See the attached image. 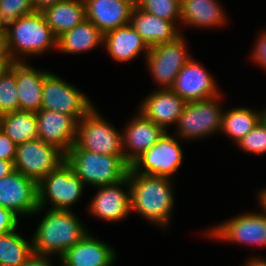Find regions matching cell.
Wrapping results in <instances>:
<instances>
[{
    "label": "cell",
    "mask_w": 266,
    "mask_h": 266,
    "mask_svg": "<svg viewBox=\"0 0 266 266\" xmlns=\"http://www.w3.org/2000/svg\"><path fill=\"white\" fill-rule=\"evenodd\" d=\"M127 178L130 186L131 210L161 227L167 225L174 207L170 179L137 173L131 167Z\"/></svg>",
    "instance_id": "obj_1"
},
{
    "label": "cell",
    "mask_w": 266,
    "mask_h": 266,
    "mask_svg": "<svg viewBox=\"0 0 266 266\" xmlns=\"http://www.w3.org/2000/svg\"><path fill=\"white\" fill-rule=\"evenodd\" d=\"M84 227L71 209L49 210L31 240L33 253L61 257L87 234Z\"/></svg>",
    "instance_id": "obj_2"
},
{
    "label": "cell",
    "mask_w": 266,
    "mask_h": 266,
    "mask_svg": "<svg viewBox=\"0 0 266 266\" xmlns=\"http://www.w3.org/2000/svg\"><path fill=\"white\" fill-rule=\"evenodd\" d=\"M65 161L84 184L97 187L123 181L130 167L124 155H104L81 148H70Z\"/></svg>",
    "instance_id": "obj_3"
},
{
    "label": "cell",
    "mask_w": 266,
    "mask_h": 266,
    "mask_svg": "<svg viewBox=\"0 0 266 266\" xmlns=\"http://www.w3.org/2000/svg\"><path fill=\"white\" fill-rule=\"evenodd\" d=\"M4 31L13 61H23L17 55H36L43 53L50 47L57 48V37L46 23L41 12L35 11L19 17L9 24Z\"/></svg>",
    "instance_id": "obj_4"
},
{
    "label": "cell",
    "mask_w": 266,
    "mask_h": 266,
    "mask_svg": "<svg viewBox=\"0 0 266 266\" xmlns=\"http://www.w3.org/2000/svg\"><path fill=\"white\" fill-rule=\"evenodd\" d=\"M71 148L104 155H123L122 134L93 107L77 122L75 144Z\"/></svg>",
    "instance_id": "obj_5"
},
{
    "label": "cell",
    "mask_w": 266,
    "mask_h": 266,
    "mask_svg": "<svg viewBox=\"0 0 266 266\" xmlns=\"http://www.w3.org/2000/svg\"><path fill=\"white\" fill-rule=\"evenodd\" d=\"M83 189L82 180L66 161L63 162L37 184L38 209L35 214L42 211L47 199L54 205L51 209L70 210V206L82 195Z\"/></svg>",
    "instance_id": "obj_6"
},
{
    "label": "cell",
    "mask_w": 266,
    "mask_h": 266,
    "mask_svg": "<svg viewBox=\"0 0 266 266\" xmlns=\"http://www.w3.org/2000/svg\"><path fill=\"white\" fill-rule=\"evenodd\" d=\"M65 162V154L39 138L17 145L14 167L37 184Z\"/></svg>",
    "instance_id": "obj_7"
},
{
    "label": "cell",
    "mask_w": 266,
    "mask_h": 266,
    "mask_svg": "<svg viewBox=\"0 0 266 266\" xmlns=\"http://www.w3.org/2000/svg\"><path fill=\"white\" fill-rule=\"evenodd\" d=\"M92 108L90 100L79 89L53 73L45 74L41 109L71 115L78 122Z\"/></svg>",
    "instance_id": "obj_8"
},
{
    "label": "cell",
    "mask_w": 266,
    "mask_h": 266,
    "mask_svg": "<svg viewBox=\"0 0 266 266\" xmlns=\"http://www.w3.org/2000/svg\"><path fill=\"white\" fill-rule=\"evenodd\" d=\"M217 98L219 99V96L186 103L177 121L179 137L194 139L221 130L224 112Z\"/></svg>",
    "instance_id": "obj_9"
},
{
    "label": "cell",
    "mask_w": 266,
    "mask_h": 266,
    "mask_svg": "<svg viewBox=\"0 0 266 266\" xmlns=\"http://www.w3.org/2000/svg\"><path fill=\"white\" fill-rule=\"evenodd\" d=\"M186 52V45L183 35L175 41L161 43L149 48L145 55L148 68L157 83L162 88H171L178 73L183 66L191 59Z\"/></svg>",
    "instance_id": "obj_10"
},
{
    "label": "cell",
    "mask_w": 266,
    "mask_h": 266,
    "mask_svg": "<svg viewBox=\"0 0 266 266\" xmlns=\"http://www.w3.org/2000/svg\"><path fill=\"white\" fill-rule=\"evenodd\" d=\"M182 153L177 140L166 131L160 140L140 155L130 167L137 173L170 179L182 163Z\"/></svg>",
    "instance_id": "obj_11"
},
{
    "label": "cell",
    "mask_w": 266,
    "mask_h": 266,
    "mask_svg": "<svg viewBox=\"0 0 266 266\" xmlns=\"http://www.w3.org/2000/svg\"><path fill=\"white\" fill-rule=\"evenodd\" d=\"M0 207L17 215H33L38 209L37 183L16 170L1 178Z\"/></svg>",
    "instance_id": "obj_12"
},
{
    "label": "cell",
    "mask_w": 266,
    "mask_h": 266,
    "mask_svg": "<svg viewBox=\"0 0 266 266\" xmlns=\"http://www.w3.org/2000/svg\"><path fill=\"white\" fill-rule=\"evenodd\" d=\"M210 237L248 245L266 246V212L245 213L208 231Z\"/></svg>",
    "instance_id": "obj_13"
},
{
    "label": "cell",
    "mask_w": 266,
    "mask_h": 266,
    "mask_svg": "<svg viewBox=\"0 0 266 266\" xmlns=\"http://www.w3.org/2000/svg\"><path fill=\"white\" fill-rule=\"evenodd\" d=\"M38 138L65 155L75 144L77 121L68 114L40 109L36 113Z\"/></svg>",
    "instance_id": "obj_14"
},
{
    "label": "cell",
    "mask_w": 266,
    "mask_h": 266,
    "mask_svg": "<svg viewBox=\"0 0 266 266\" xmlns=\"http://www.w3.org/2000/svg\"><path fill=\"white\" fill-rule=\"evenodd\" d=\"M213 77L192 58L178 73L170 88L186 102L206 100L219 96Z\"/></svg>",
    "instance_id": "obj_15"
},
{
    "label": "cell",
    "mask_w": 266,
    "mask_h": 266,
    "mask_svg": "<svg viewBox=\"0 0 266 266\" xmlns=\"http://www.w3.org/2000/svg\"><path fill=\"white\" fill-rule=\"evenodd\" d=\"M86 19L103 34L130 23L135 0H83Z\"/></svg>",
    "instance_id": "obj_16"
},
{
    "label": "cell",
    "mask_w": 266,
    "mask_h": 266,
    "mask_svg": "<svg viewBox=\"0 0 266 266\" xmlns=\"http://www.w3.org/2000/svg\"><path fill=\"white\" fill-rule=\"evenodd\" d=\"M129 121L122 133L123 155L125 161L131 165L140 155L157 143L165 134V130L145 118L140 112ZM130 148L131 151H126ZM128 152V153H127Z\"/></svg>",
    "instance_id": "obj_17"
},
{
    "label": "cell",
    "mask_w": 266,
    "mask_h": 266,
    "mask_svg": "<svg viewBox=\"0 0 266 266\" xmlns=\"http://www.w3.org/2000/svg\"><path fill=\"white\" fill-rule=\"evenodd\" d=\"M123 185H128V192L121 189ZM97 188L100 190L94 199L92 198L88 208L95 216L107 221H118L131 212L130 186L127 177L119 183Z\"/></svg>",
    "instance_id": "obj_18"
},
{
    "label": "cell",
    "mask_w": 266,
    "mask_h": 266,
    "mask_svg": "<svg viewBox=\"0 0 266 266\" xmlns=\"http://www.w3.org/2000/svg\"><path fill=\"white\" fill-rule=\"evenodd\" d=\"M186 103L170 88H162L143 100L139 112L167 131V125L177 123Z\"/></svg>",
    "instance_id": "obj_19"
},
{
    "label": "cell",
    "mask_w": 266,
    "mask_h": 266,
    "mask_svg": "<svg viewBox=\"0 0 266 266\" xmlns=\"http://www.w3.org/2000/svg\"><path fill=\"white\" fill-rule=\"evenodd\" d=\"M10 68L16 75L19 111L37 113L41 109L44 76L47 72L36 70L24 61H14Z\"/></svg>",
    "instance_id": "obj_20"
},
{
    "label": "cell",
    "mask_w": 266,
    "mask_h": 266,
    "mask_svg": "<svg viewBox=\"0 0 266 266\" xmlns=\"http://www.w3.org/2000/svg\"><path fill=\"white\" fill-rule=\"evenodd\" d=\"M115 257L109 245L87 233L60 258L66 266H112Z\"/></svg>",
    "instance_id": "obj_21"
},
{
    "label": "cell",
    "mask_w": 266,
    "mask_h": 266,
    "mask_svg": "<svg viewBox=\"0 0 266 266\" xmlns=\"http://www.w3.org/2000/svg\"><path fill=\"white\" fill-rule=\"evenodd\" d=\"M130 24L149 48L175 41L182 35L173 22L160 19L137 7H134L132 11Z\"/></svg>",
    "instance_id": "obj_22"
},
{
    "label": "cell",
    "mask_w": 266,
    "mask_h": 266,
    "mask_svg": "<svg viewBox=\"0 0 266 266\" xmlns=\"http://www.w3.org/2000/svg\"><path fill=\"white\" fill-rule=\"evenodd\" d=\"M104 44L109 55L120 62L133 60L141 51L146 55L149 52V47L130 23L104 34Z\"/></svg>",
    "instance_id": "obj_23"
},
{
    "label": "cell",
    "mask_w": 266,
    "mask_h": 266,
    "mask_svg": "<svg viewBox=\"0 0 266 266\" xmlns=\"http://www.w3.org/2000/svg\"><path fill=\"white\" fill-rule=\"evenodd\" d=\"M41 13L57 38L86 19L83 0H61Z\"/></svg>",
    "instance_id": "obj_24"
},
{
    "label": "cell",
    "mask_w": 266,
    "mask_h": 266,
    "mask_svg": "<svg viewBox=\"0 0 266 266\" xmlns=\"http://www.w3.org/2000/svg\"><path fill=\"white\" fill-rule=\"evenodd\" d=\"M216 0H181L179 22L198 27H214L226 20Z\"/></svg>",
    "instance_id": "obj_25"
},
{
    "label": "cell",
    "mask_w": 266,
    "mask_h": 266,
    "mask_svg": "<svg viewBox=\"0 0 266 266\" xmlns=\"http://www.w3.org/2000/svg\"><path fill=\"white\" fill-rule=\"evenodd\" d=\"M103 42L104 34L91 21L85 19L57 38V49L63 53L74 54L92 50Z\"/></svg>",
    "instance_id": "obj_26"
},
{
    "label": "cell",
    "mask_w": 266,
    "mask_h": 266,
    "mask_svg": "<svg viewBox=\"0 0 266 266\" xmlns=\"http://www.w3.org/2000/svg\"><path fill=\"white\" fill-rule=\"evenodd\" d=\"M0 128L15 143L38 138L36 113L14 111L0 116Z\"/></svg>",
    "instance_id": "obj_27"
},
{
    "label": "cell",
    "mask_w": 266,
    "mask_h": 266,
    "mask_svg": "<svg viewBox=\"0 0 266 266\" xmlns=\"http://www.w3.org/2000/svg\"><path fill=\"white\" fill-rule=\"evenodd\" d=\"M266 115L265 111L254 112L252 109L238 107L224 112L221 130L236 143L245 137Z\"/></svg>",
    "instance_id": "obj_28"
},
{
    "label": "cell",
    "mask_w": 266,
    "mask_h": 266,
    "mask_svg": "<svg viewBox=\"0 0 266 266\" xmlns=\"http://www.w3.org/2000/svg\"><path fill=\"white\" fill-rule=\"evenodd\" d=\"M15 231L0 235V266H21L33 253L32 242Z\"/></svg>",
    "instance_id": "obj_29"
},
{
    "label": "cell",
    "mask_w": 266,
    "mask_h": 266,
    "mask_svg": "<svg viewBox=\"0 0 266 266\" xmlns=\"http://www.w3.org/2000/svg\"><path fill=\"white\" fill-rule=\"evenodd\" d=\"M135 7L175 24L181 19V0H135Z\"/></svg>",
    "instance_id": "obj_30"
},
{
    "label": "cell",
    "mask_w": 266,
    "mask_h": 266,
    "mask_svg": "<svg viewBox=\"0 0 266 266\" xmlns=\"http://www.w3.org/2000/svg\"><path fill=\"white\" fill-rule=\"evenodd\" d=\"M14 111H19L16 75L8 67L0 76V116Z\"/></svg>",
    "instance_id": "obj_31"
},
{
    "label": "cell",
    "mask_w": 266,
    "mask_h": 266,
    "mask_svg": "<svg viewBox=\"0 0 266 266\" xmlns=\"http://www.w3.org/2000/svg\"><path fill=\"white\" fill-rule=\"evenodd\" d=\"M35 12L31 0H0V24L6 28L19 17Z\"/></svg>",
    "instance_id": "obj_32"
},
{
    "label": "cell",
    "mask_w": 266,
    "mask_h": 266,
    "mask_svg": "<svg viewBox=\"0 0 266 266\" xmlns=\"http://www.w3.org/2000/svg\"><path fill=\"white\" fill-rule=\"evenodd\" d=\"M237 145L244 151L262 154L266 152V115Z\"/></svg>",
    "instance_id": "obj_33"
},
{
    "label": "cell",
    "mask_w": 266,
    "mask_h": 266,
    "mask_svg": "<svg viewBox=\"0 0 266 266\" xmlns=\"http://www.w3.org/2000/svg\"><path fill=\"white\" fill-rule=\"evenodd\" d=\"M18 222L17 214L12 210L0 207V235L16 230Z\"/></svg>",
    "instance_id": "obj_34"
},
{
    "label": "cell",
    "mask_w": 266,
    "mask_h": 266,
    "mask_svg": "<svg viewBox=\"0 0 266 266\" xmlns=\"http://www.w3.org/2000/svg\"><path fill=\"white\" fill-rule=\"evenodd\" d=\"M16 149L17 144H15L0 128V159L14 162Z\"/></svg>",
    "instance_id": "obj_35"
},
{
    "label": "cell",
    "mask_w": 266,
    "mask_h": 266,
    "mask_svg": "<svg viewBox=\"0 0 266 266\" xmlns=\"http://www.w3.org/2000/svg\"><path fill=\"white\" fill-rule=\"evenodd\" d=\"M257 43L252 53V58L257 61L263 68H266V32L258 36Z\"/></svg>",
    "instance_id": "obj_36"
},
{
    "label": "cell",
    "mask_w": 266,
    "mask_h": 266,
    "mask_svg": "<svg viewBox=\"0 0 266 266\" xmlns=\"http://www.w3.org/2000/svg\"><path fill=\"white\" fill-rule=\"evenodd\" d=\"M5 31H0V63H13Z\"/></svg>",
    "instance_id": "obj_37"
},
{
    "label": "cell",
    "mask_w": 266,
    "mask_h": 266,
    "mask_svg": "<svg viewBox=\"0 0 266 266\" xmlns=\"http://www.w3.org/2000/svg\"><path fill=\"white\" fill-rule=\"evenodd\" d=\"M47 257L48 255L32 253L26 262L21 266H52Z\"/></svg>",
    "instance_id": "obj_38"
},
{
    "label": "cell",
    "mask_w": 266,
    "mask_h": 266,
    "mask_svg": "<svg viewBox=\"0 0 266 266\" xmlns=\"http://www.w3.org/2000/svg\"><path fill=\"white\" fill-rule=\"evenodd\" d=\"M15 171L14 162L0 159V179Z\"/></svg>",
    "instance_id": "obj_39"
},
{
    "label": "cell",
    "mask_w": 266,
    "mask_h": 266,
    "mask_svg": "<svg viewBox=\"0 0 266 266\" xmlns=\"http://www.w3.org/2000/svg\"><path fill=\"white\" fill-rule=\"evenodd\" d=\"M61 0H31L36 12H42L45 8L53 6Z\"/></svg>",
    "instance_id": "obj_40"
},
{
    "label": "cell",
    "mask_w": 266,
    "mask_h": 266,
    "mask_svg": "<svg viewBox=\"0 0 266 266\" xmlns=\"http://www.w3.org/2000/svg\"><path fill=\"white\" fill-rule=\"evenodd\" d=\"M245 266H266V260L264 259H257L256 257L252 260L247 262Z\"/></svg>",
    "instance_id": "obj_41"
},
{
    "label": "cell",
    "mask_w": 266,
    "mask_h": 266,
    "mask_svg": "<svg viewBox=\"0 0 266 266\" xmlns=\"http://www.w3.org/2000/svg\"><path fill=\"white\" fill-rule=\"evenodd\" d=\"M258 198L262 209L266 212V189H263L262 191L259 192Z\"/></svg>",
    "instance_id": "obj_42"
},
{
    "label": "cell",
    "mask_w": 266,
    "mask_h": 266,
    "mask_svg": "<svg viewBox=\"0 0 266 266\" xmlns=\"http://www.w3.org/2000/svg\"><path fill=\"white\" fill-rule=\"evenodd\" d=\"M12 63H0V76L4 72V70L10 67Z\"/></svg>",
    "instance_id": "obj_43"
},
{
    "label": "cell",
    "mask_w": 266,
    "mask_h": 266,
    "mask_svg": "<svg viewBox=\"0 0 266 266\" xmlns=\"http://www.w3.org/2000/svg\"><path fill=\"white\" fill-rule=\"evenodd\" d=\"M5 28L0 24V31H4Z\"/></svg>",
    "instance_id": "obj_44"
}]
</instances>
